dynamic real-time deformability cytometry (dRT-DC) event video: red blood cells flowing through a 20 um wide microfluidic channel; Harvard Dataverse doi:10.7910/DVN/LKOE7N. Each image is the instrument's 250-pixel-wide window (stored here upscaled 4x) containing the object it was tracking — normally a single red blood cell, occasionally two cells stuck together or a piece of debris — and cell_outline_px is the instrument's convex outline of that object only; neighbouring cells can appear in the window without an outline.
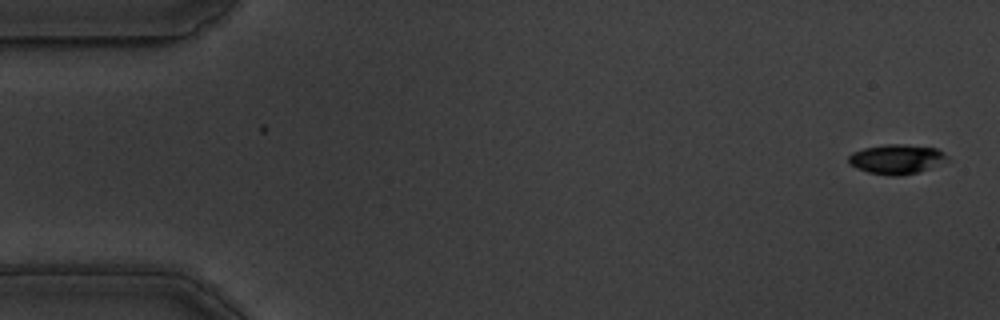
{"species": "common noctule bat (a hibernating species)", "species_latin": "Nyctalus noctula", "temperature_condition": "warm", "stored_images_in_passage": 56, "camera_frame_rate_fps": 3000, "um_per_image_px": 0.085, "animal": {"sex": "male", "body_mass_g": 19.5, "forearm_length_mm": 54.6}, "frame": {"image": 1, "passage_image": 1, "time_ms": 0.0, "image_size_px": [1000, 320], "cell_outline_px": [[952, 160], [920, 172], [900, 176], [892, 176], [868, 172], [856, 168], [848, 164], [848, 156], [852, 152], [864, 148], [884, 144], [904, 144], [936, 148], [944, 152]], "centroid_in_image_um": [76.24, 13.53], "position_along_channel_um": 8.8, "area_um2": 17.4}}
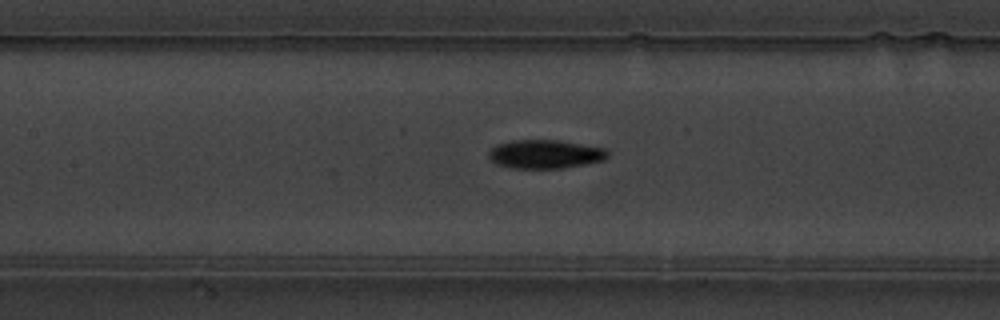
{"frame": {"image": 2, "passage_image": 25, "time_ms": 8.0, "image_size_px": [1000, 320], "cell_outline_px": [[608, 156], [604, 160], [588, 164], [564, 168], [508, 168], [496, 164], [488, 156], [488, 152], [496, 144], [512, 140], [556, 140], [608, 148]], "centroid_in_image_um": [46.35, 13.1], "position_along_channel_um": 161.0, "area_um2": 20.11}}
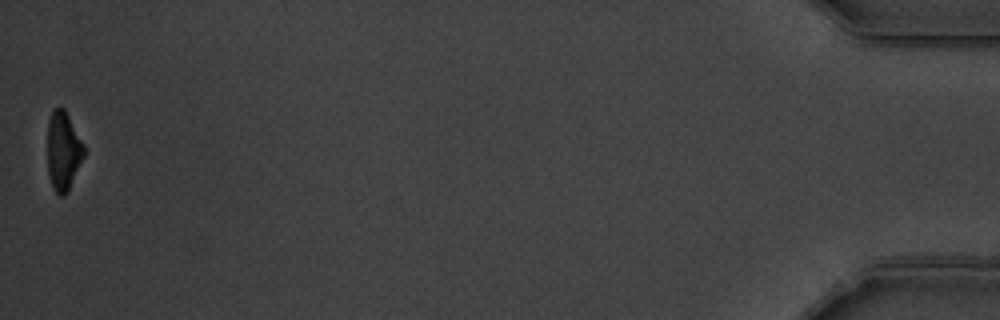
{"frame": {"image": 3, "passage_image": 56, "time_ms": 18.333, "image_size_px": [1000, 320], "cell_outline_px": [[84, 156], [68, 192], [64, 196], [60, 196], [52, 188], [48, 172], [48, 120], [52, 108], [64, 108], [84, 144]], "centroid_in_image_um": [5.37, 12.84], "position_along_channel_um": 429.8, "area_um2": 16.82}, "authors_computed_cell_mechanics": {"area_um2": 18.6694, "velocity_mm_per_s": 3.5466, "shape_relaxation_time_tau1_ms": 2.9823, "shape_relaxation_time_tau2_ms": 4.6098, "deformation_change_tau1": 0.1456, "deformation_change_tau2": 0.1238}}